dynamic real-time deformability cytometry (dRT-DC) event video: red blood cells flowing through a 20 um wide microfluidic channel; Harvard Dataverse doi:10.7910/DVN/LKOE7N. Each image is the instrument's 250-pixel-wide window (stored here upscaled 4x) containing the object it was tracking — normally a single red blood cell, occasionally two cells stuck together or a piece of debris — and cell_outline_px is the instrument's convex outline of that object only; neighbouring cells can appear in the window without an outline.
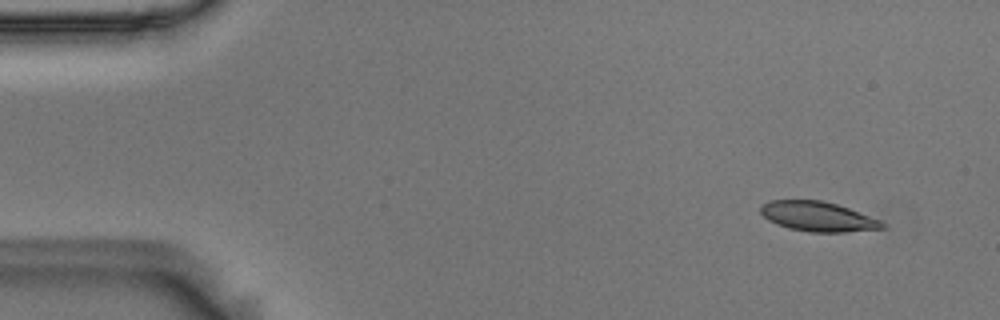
{"species": "Egyptian fruit bat (a non-hibernating species)", "species_latin": "Rousettus aegyptiacus", "temperature_condition": "room temperature", "stored_images_in_passage": 52, "camera_frame_rate_fps": 3000, "um_per_image_px": 0.085, "animal": {"sex": "male"}, "frame": {"image": 1, "passage_image": 1, "time_ms": 0.0, "image_size_px": [1000, 320], "cell_outline_px": [[888, 228], [844, 232], [808, 232], [788, 228], [776, 224], [768, 220], [760, 212], [760, 204], [768, 200], [824, 200], [848, 208], [880, 220], [888, 224]], "centroid_in_image_um": [69.51, 18.4], "position_along_channel_um": 15.5, "area_um2": 21.33}}
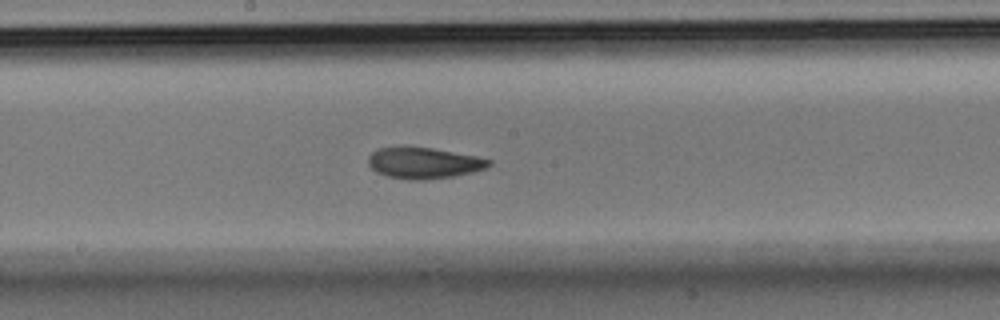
{"frame": {"image": 2, "passage_image": 26, "time_ms": 8.333, "image_size_px": [1000, 320], "cell_outline_px": [[492, 164], [484, 168], [472, 172], [452, 176], [424, 180], [408, 180], [388, 176], [376, 172], [368, 164], [368, 156], [372, 152], [380, 148], [400, 144], [404, 144], [432, 148], [476, 156], [492, 160]], "centroid_in_image_um": [35.97, 13.82], "position_along_channel_um": 212.2, "area_um2": 22.31}}
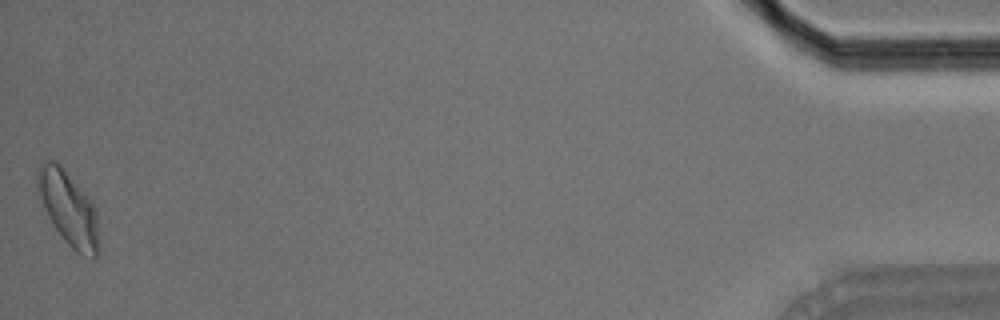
{"frame": {"image": 3, "passage_image": 52, "time_ms": 17.0, "image_size_px": [1000, 320], "cell_outline_px": [[100, 248], [96, 256], [92, 260], [76, 252], [64, 240], [52, 224], [48, 216], [36, 184], [36, 168], [44, 160], [56, 160], [64, 168], [96, 208]], "centroid_in_image_um": [5.83, 17.72], "position_along_channel_um": 429.4, "area_um2": 26.59}, "authors_computed_cell_mechanics": {"area_um2": 22.1085, "velocity_mm_per_s": 3.594, "shape_relaxation_time_tau1_ms": 4.609, "shape_relaxation_time_tau2_ms": 2.641, "deformation_change_tau1": 0.1335, "deformation_change_tau2": 0.0651}}